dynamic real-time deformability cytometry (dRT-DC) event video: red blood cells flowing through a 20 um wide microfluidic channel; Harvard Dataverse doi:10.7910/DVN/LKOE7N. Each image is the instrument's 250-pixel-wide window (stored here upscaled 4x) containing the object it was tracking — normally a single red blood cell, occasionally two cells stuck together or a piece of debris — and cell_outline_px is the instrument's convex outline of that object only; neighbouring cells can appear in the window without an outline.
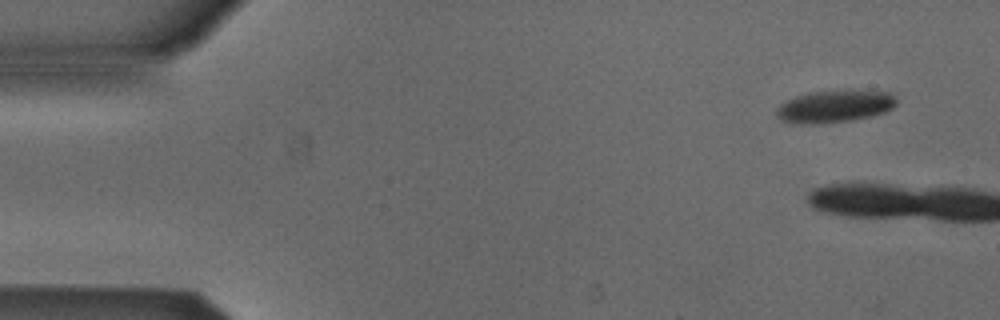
{"species": "Egyptian fruit bat (a non-hibernating species)", "species_latin": "Rousettus aegyptiacus", "temperature_condition": "cold", "stored_images_in_passage": 9, "camera_frame_rate_fps": 3000, "um_per_image_px": 0.085, "animal": {"sex": "male"}, "frame": {"image": 1, "passage_image": 1, "time_ms": 0.0, "image_size_px": [1000, 320], "cell_outline_px": [[896, 104], [892, 108], [884, 112], [872, 116], [852, 120], [820, 124], [792, 124], [780, 120], [776, 116], [776, 108], [780, 104], [796, 96], [808, 92], [892, 92], [896, 96]], "centroid_in_image_um": [70.89, 9.08], "position_along_channel_um": 14.1, "area_um2": 22.31}}